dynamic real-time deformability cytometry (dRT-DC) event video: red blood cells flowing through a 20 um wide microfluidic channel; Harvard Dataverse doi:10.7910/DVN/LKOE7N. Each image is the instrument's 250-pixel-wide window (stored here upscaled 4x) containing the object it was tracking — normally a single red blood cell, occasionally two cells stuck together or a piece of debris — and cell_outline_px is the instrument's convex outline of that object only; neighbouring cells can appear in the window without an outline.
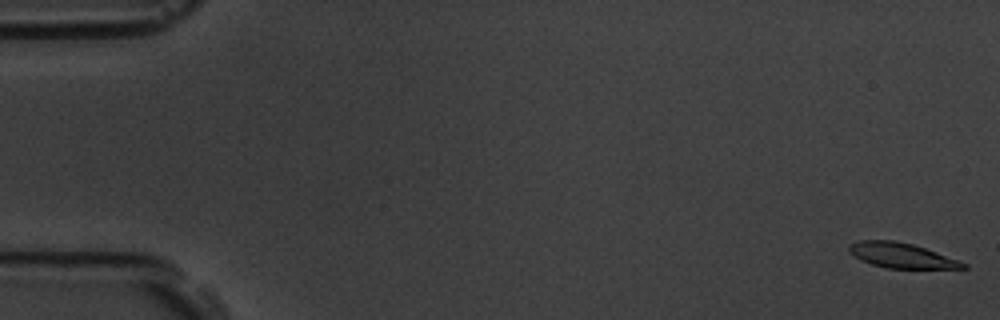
{"species": "common noctule bat (a hibernating species)", "species_latin": "Nyctalus noctula", "temperature_condition": "room temperature", "stored_images_in_passage": 17, "camera_frame_rate_fps": 3000, "um_per_image_px": 0.085, "animal": {"sex": "male", "body_mass_g": 19.5, "forearm_length_mm": 54.6}, "frame": {"image": 1, "passage_image": 1, "time_ms": 0.0, "image_size_px": [1000, 320], "cell_outline_px": [[968, 268], [884, 268], [860, 260], [848, 252], [848, 244], [860, 240], [896, 240], [912, 244], [960, 260], [968, 264]], "centroid_in_image_um": [76.59, 21.7], "position_along_channel_um": 8.4, "area_um2": 16.7}}
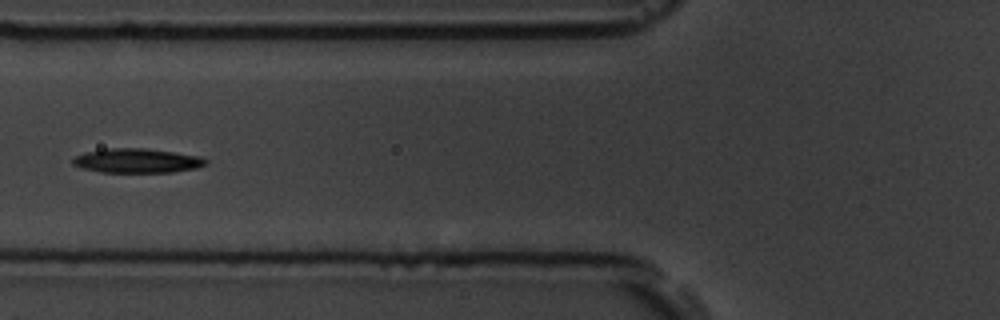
{"frame": {"image": 2, "passage_image": 7, "time_ms": 7.0, "image_size_px": [1000, 320], "cell_outline_px": [[208, 164], [196, 168], [172, 172], [100, 172], [80, 168], [72, 164], [72, 160], [76, 156], [88, 152], [112, 148], [144, 148], [200, 156], [208, 160]], "centroid_in_image_um": [11.67, 13.67], "position_along_channel_um": 114.1, "area_um2": 18.73}}
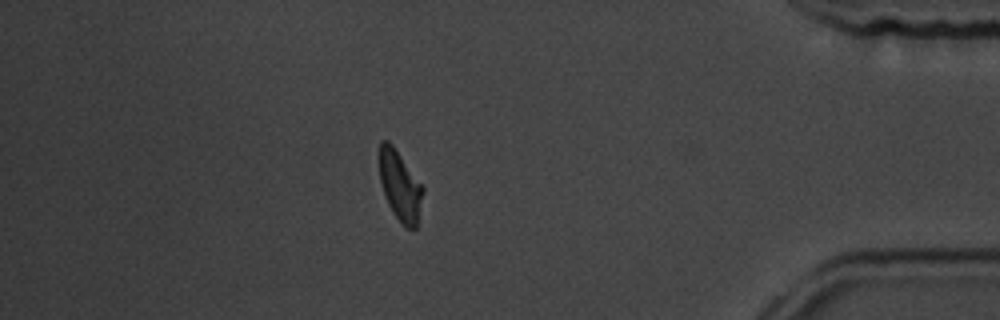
{"frame": {"image": 3, "passage_image": 15, "time_ms": 16.0, "image_size_px": [1000, 320], "cell_outline_px": [[424, 192], [416, 228], [408, 228], [392, 212], [384, 196], [380, 180], [376, 156], [380, 140], [388, 140], [392, 144], [424, 188]], "centroid_in_image_um": [33.94, 15.71], "position_along_channel_um": 401.3, "area_um2": 17.98}, "authors_computed_cell_mechanics": {"area_um2": 18.207, "velocity_mm_per_s": 3.6361, "shape_relaxation_time_tau1_ms": 3.1197, "shape_relaxation_time_tau2_ms": 9.4013, "deformation_change_tau1": 0.106, "deformation_change_tau2": 0.1486}}